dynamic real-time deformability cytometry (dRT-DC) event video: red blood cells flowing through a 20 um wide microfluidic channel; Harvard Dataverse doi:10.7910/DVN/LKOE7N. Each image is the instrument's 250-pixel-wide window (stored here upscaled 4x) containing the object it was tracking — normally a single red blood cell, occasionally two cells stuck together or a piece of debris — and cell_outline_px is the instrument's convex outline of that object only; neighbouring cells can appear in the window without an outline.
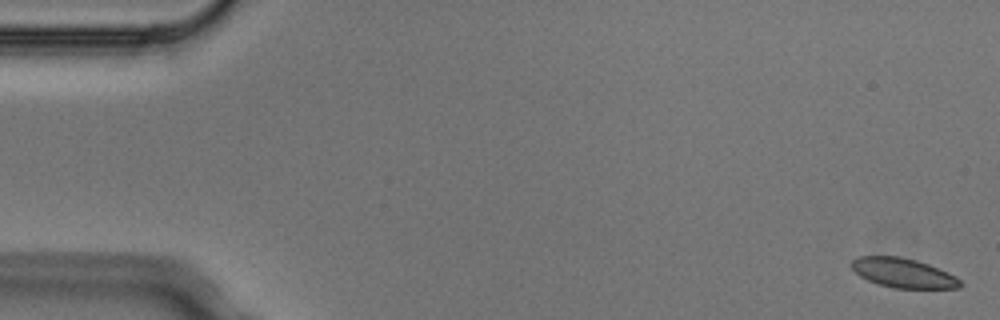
{"species": "Egyptian fruit bat (a non-hibernating species)", "species_latin": "Rousettus aegyptiacus", "temperature_condition": "cold", "stored_images_in_passage": 6, "camera_frame_rate_fps": 3000, "um_per_image_px": 0.085, "animal": {"sex": "male"}, "frame": {"image": 1, "passage_image": 1, "time_ms": 0.0, "image_size_px": [1000, 320], "cell_outline_px": [[964, 284], [960, 288], [892, 288], [876, 284], [860, 276], [848, 264], [856, 256], [900, 256], [916, 260], [928, 264], [948, 272], [956, 276]], "centroid_in_image_um": [76.76, 23.2], "position_along_channel_um": 8.2, "area_um2": 18.9}}